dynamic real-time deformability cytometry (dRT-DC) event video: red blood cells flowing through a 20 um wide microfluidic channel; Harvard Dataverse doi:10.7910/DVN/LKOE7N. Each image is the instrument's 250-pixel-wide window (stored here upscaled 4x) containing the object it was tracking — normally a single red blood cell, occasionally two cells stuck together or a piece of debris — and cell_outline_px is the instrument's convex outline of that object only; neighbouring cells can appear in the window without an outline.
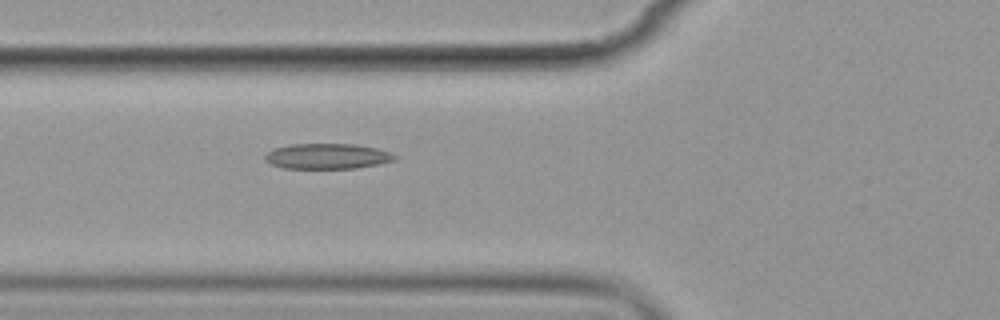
{"species": "common noctule bat (a hibernating species)", "species_latin": "Nyctalus noctula", "temperature_condition": "cold", "stored_images_in_passage": 2, "camera_frame_rate_fps": 3000, "um_per_image_px": 0.085, "animal": {"sex": "female", "body_mass_g": 19.9}, "frame": {"image": 1, "passage_image": 2, "time_ms": 1.0, "image_size_px": [1000, 320], "cell_outline_px": [[396, 160], [356, 168], [284, 168], [272, 164], [264, 160], [264, 156], [268, 152], [276, 148], [288, 144], [356, 144], [376, 148], [388, 152], [396, 156]], "centroid_in_image_um": [27.79, 13.27], "position_along_channel_um": 98.0, "area_um2": 19.02}}